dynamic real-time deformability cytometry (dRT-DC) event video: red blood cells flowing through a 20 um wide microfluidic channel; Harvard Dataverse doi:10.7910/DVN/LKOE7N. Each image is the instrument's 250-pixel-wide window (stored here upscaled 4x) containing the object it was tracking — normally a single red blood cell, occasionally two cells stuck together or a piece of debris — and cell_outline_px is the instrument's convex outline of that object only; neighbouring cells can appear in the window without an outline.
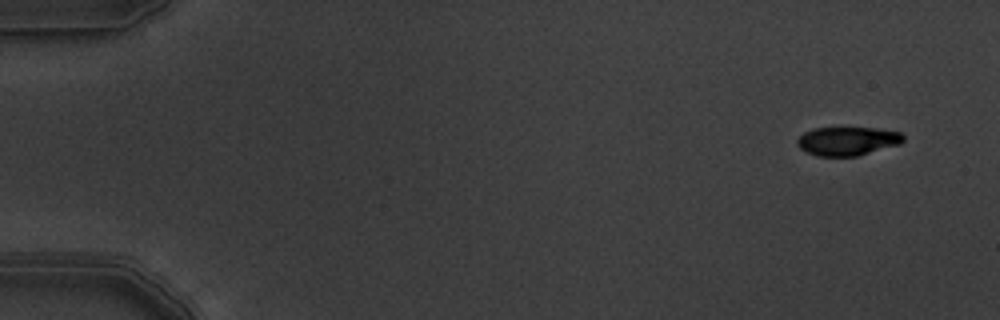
{"species": "common noctule bat (a hibernating species)", "species_latin": "Nyctalus noctula", "temperature_condition": "warm", "stored_images_in_passage": 6, "camera_frame_rate_fps": 3000, "um_per_image_px": 0.085, "animal": {"sex": "male", "body_mass_g": 19.5, "forearm_length_mm": 54.6}, "frame": {"image": 1, "passage_image": 1, "time_ms": 0.0, "image_size_px": [1000, 320], "cell_outline_px": [[904, 140], [900, 144], [856, 156], [816, 156], [800, 148], [796, 144], [796, 140], [804, 132], [812, 128], [876, 128], [900, 132], [904, 136]], "centroid_in_image_um": [72.02, 11.99], "position_along_channel_um": 13.0, "area_um2": 17.69}}
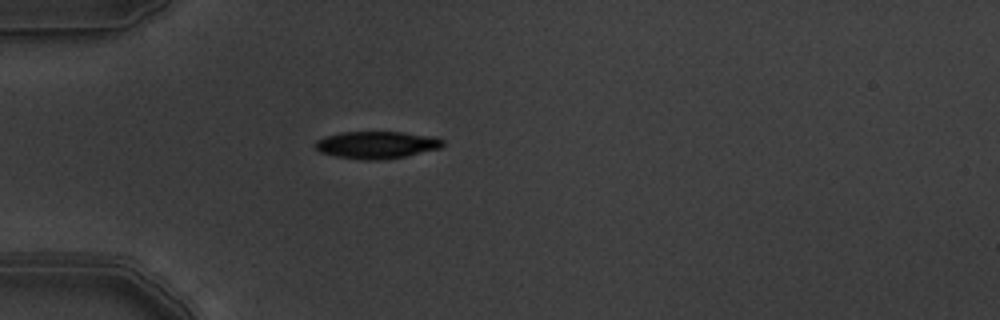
{"frame": {"image": 2, "passage_image": 5, "time_ms": 1.333, "image_size_px": [1000, 320], "cell_outline_px": [[444, 144], [440, 148], [404, 156], [376, 160], [364, 160], [336, 156], [320, 152], [312, 144], [316, 140], [324, 136], [340, 132], [400, 132], [428, 136], [444, 140]], "centroid_in_image_um": [31.94, 12.31], "position_along_channel_um": 53.1, "area_um2": 20.06}}